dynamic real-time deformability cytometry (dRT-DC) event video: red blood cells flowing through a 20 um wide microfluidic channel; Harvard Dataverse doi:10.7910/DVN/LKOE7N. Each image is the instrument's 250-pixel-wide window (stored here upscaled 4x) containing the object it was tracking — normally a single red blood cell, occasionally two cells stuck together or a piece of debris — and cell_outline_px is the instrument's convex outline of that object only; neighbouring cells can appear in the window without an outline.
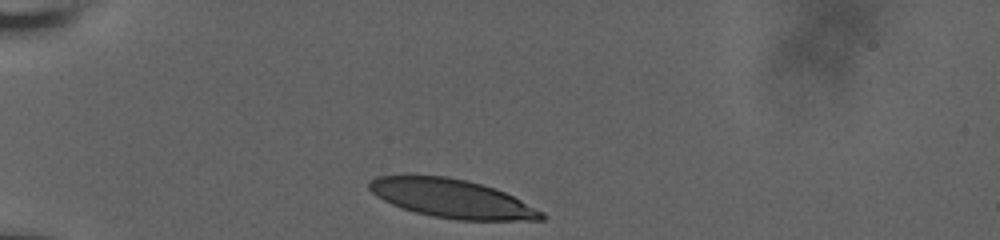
{"species": "human", "species_latin": "Homo sapiens", "temperature_condition": "room temperature", "stored_images_in_passage": 33, "camera_frame_rate_fps": 3000, "um_per_image_px": 0.085, "donor": {"sex": "male"}, "frame": {"image": 1, "passage_image": 1, "time_ms": 0.0, "image_size_px": [1000, 240], "cell_outline_px": [[548, 216], [544, 220], [456, 220], [432, 216], [416, 212], [392, 204], [376, 196], [368, 188], [368, 180], [376, 176], [448, 176], [468, 180], [496, 188], [544, 212]], "centroid_in_image_um": [38.43, 16.88], "position_along_channel_um": 46.6, "area_um2": 38.67}}
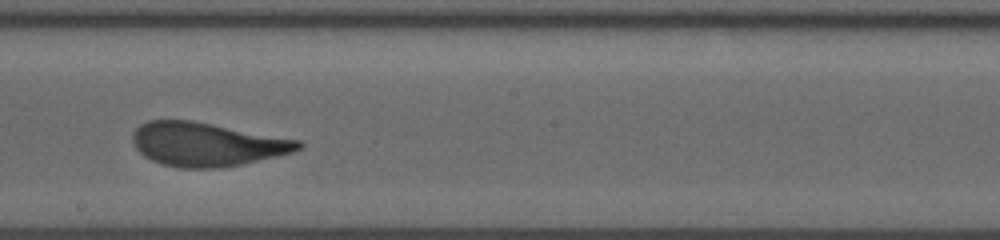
{"frame": {"image": 2, "passage_image": 19, "time_ms": 6.0, "image_size_px": [1000, 240], "cell_outline_px": [[304, 144], [300, 148], [292, 152], [276, 156], [240, 164], [216, 168], [180, 168], [160, 164], [144, 156], [132, 144], [132, 132], [140, 124], [148, 120], [192, 120], [300, 140]], "centroid_in_image_um": [17.52, 12.26], "position_along_channel_um": 230.7, "area_um2": 42.14}}
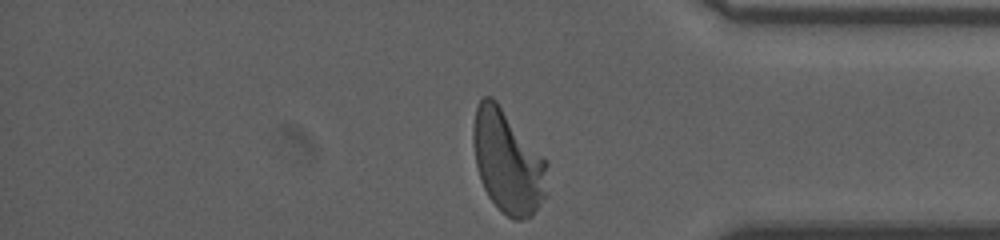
{"frame": {"image": 3, "passage_image": 33, "time_ms": 10.667, "image_size_px": [1000, 240], "cell_outline_px": [[548, 196], [532, 216], [520, 220], [516, 220], [508, 216], [488, 196], [480, 180], [476, 164], [472, 140], [472, 128], [476, 108], [480, 100], [484, 96], [492, 96], [496, 100], [548, 160]], "centroid_in_image_um": [43.2, 13.74], "position_along_channel_um": 392.0, "area_um2": 45.2}, "authors_computed_cell_mechanics": {"area_um2": 42.483, "velocity_mm_per_s": 3.71, "shape_relaxation_time_tau1_ms": 3.9297, "shape_relaxation_time_tau2_ms": 0.8479, "deformation_change_tau1": 0.1994, "deformation_change_tau2": 0.0762}}